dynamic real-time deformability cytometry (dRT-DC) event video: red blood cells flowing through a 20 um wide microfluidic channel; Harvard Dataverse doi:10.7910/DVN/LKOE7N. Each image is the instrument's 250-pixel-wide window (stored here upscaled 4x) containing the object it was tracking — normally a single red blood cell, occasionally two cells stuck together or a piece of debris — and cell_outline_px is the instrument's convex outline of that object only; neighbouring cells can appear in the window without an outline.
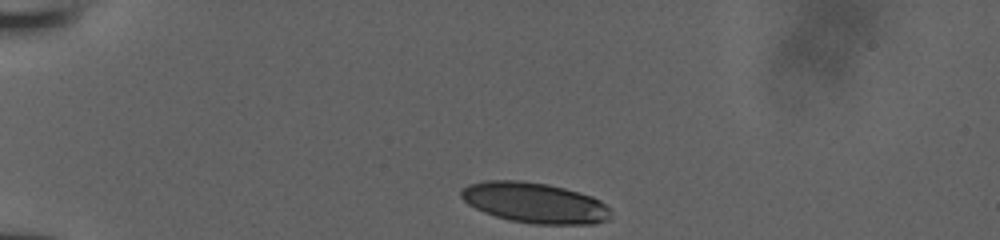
{"species": "human", "species_latin": "Homo sapiens", "temperature_condition": "room temperature", "stored_images_in_passage": 32, "camera_frame_rate_fps": 3000, "um_per_image_px": 0.085, "donor": {"sex": "male"}, "frame": {"image": 1, "passage_image": 1, "time_ms": 0.0, "image_size_px": [1000, 240], "cell_outline_px": [[608, 220], [596, 224], [532, 224], [508, 220], [484, 212], [468, 204], [460, 196], [460, 192], [468, 184], [484, 180], [520, 180], [548, 184], [564, 188], [592, 196], [600, 200], [608, 208]], "centroid_in_image_um": [45.42, 17.23], "position_along_channel_um": 39.6, "area_um2": 35.26}}
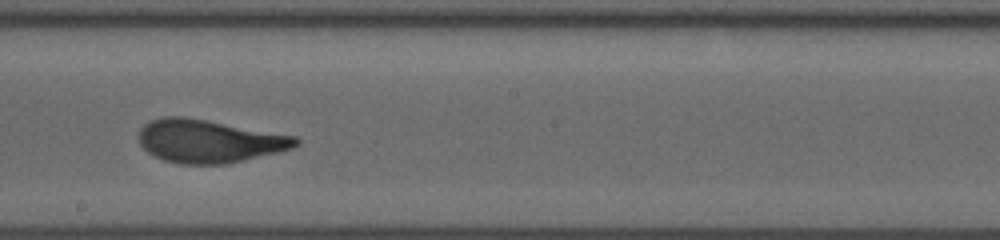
{"frame": {"image": 2, "passage_image": 19, "time_ms": 6.0, "image_size_px": [1000, 240], "cell_outline_px": [[300, 144], [292, 148], [244, 160], [224, 164], [180, 164], [164, 160], [148, 152], [140, 144], [136, 136], [140, 128], [144, 124], [152, 120], [164, 116], [184, 116], [208, 120], [296, 136], [300, 140]], "centroid_in_image_um": [17.74, 11.98], "position_along_channel_um": 230.5, "area_um2": 39.42}}
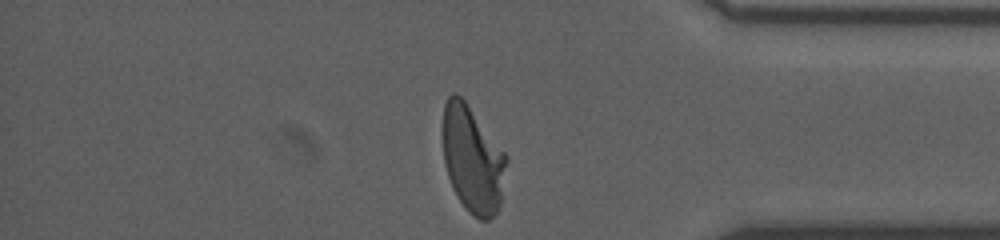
{"frame": {"image": 3, "passage_image": 32, "time_ms": 10.333, "image_size_px": [1000, 240], "cell_outline_px": [[508, 160], [500, 204], [496, 212], [488, 220], [480, 220], [468, 212], [452, 188], [444, 164], [440, 132], [440, 128], [444, 104], [448, 96], [452, 92], [456, 92], [464, 100], [508, 156]], "centroid_in_image_um": [40.12, 13.51], "position_along_channel_um": 395.1, "area_um2": 40.17}}